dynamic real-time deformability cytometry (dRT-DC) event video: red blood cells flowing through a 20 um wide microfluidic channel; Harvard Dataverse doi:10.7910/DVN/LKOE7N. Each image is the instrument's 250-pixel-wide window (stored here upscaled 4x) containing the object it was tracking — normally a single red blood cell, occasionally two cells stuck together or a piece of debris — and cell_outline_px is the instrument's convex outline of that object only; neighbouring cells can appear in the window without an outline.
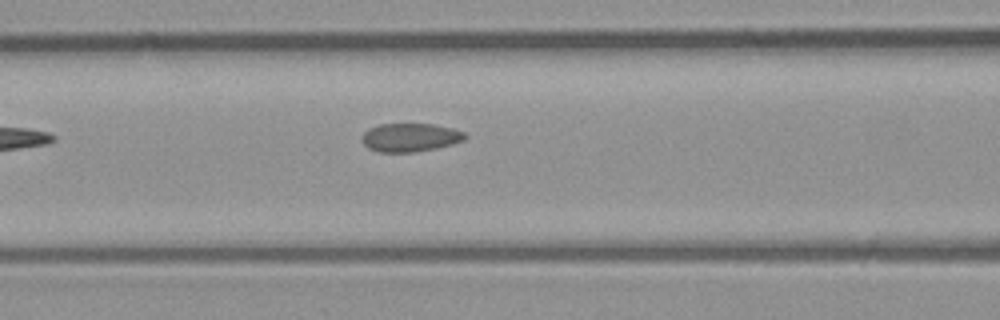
{"species": "common noctule bat (a hibernating species)", "species_latin": "Nyctalus noctula", "temperature_condition": "room temperature", "stored_images_in_passage": 4, "camera_frame_rate_fps": 3000, "um_per_image_px": 0.085, "animal": {"sex": "male", "body_mass_g": 23.1, "forearm_length_mm": 52.7}, "frame": {"image": 1, "passage_image": 4, "time_ms": 1.0, "image_size_px": [1000, 320], "cell_outline_px": [[468, 136], [464, 140], [452, 144], [436, 148], [412, 152], [380, 152], [368, 148], [364, 144], [360, 136], [368, 128], [380, 124], [432, 124], [452, 128], [464, 132]], "centroid_in_image_um": [34.85, 11.68], "position_along_channel_um": 131.8, "area_um2": 17.11}}